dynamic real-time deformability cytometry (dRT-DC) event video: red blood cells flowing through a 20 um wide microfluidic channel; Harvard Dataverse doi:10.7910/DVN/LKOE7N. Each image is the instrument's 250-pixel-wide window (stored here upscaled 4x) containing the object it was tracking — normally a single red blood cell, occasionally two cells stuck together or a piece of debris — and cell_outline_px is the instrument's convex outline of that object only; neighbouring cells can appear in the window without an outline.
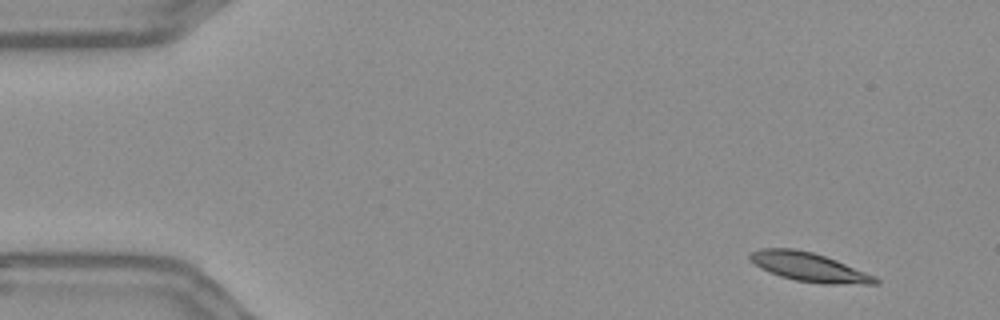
{"species": "Egyptian fruit bat (a non-hibernating species)", "species_latin": "Rousettus aegyptiacus", "temperature_condition": "warm", "stored_images_in_passage": 52, "camera_frame_rate_fps": 3000, "um_per_image_px": 0.085, "frame": {"image": 1, "passage_image": 1, "time_ms": 0.0, "image_size_px": [1000, 320], "cell_outline_px": [[880, 284], [824, 284], [796, 280], [780, 276], [768, 272], [760, 268], [748, 260], [748, 256], [752, 252], [760, 248], [796, 248], [812, 252], [836, 260], [876, 276], [880, 280]], "centroid_in_image_um": [68.76, 22.7], "position_along_channel_um": 16.2, "area_um2": 21.27}}
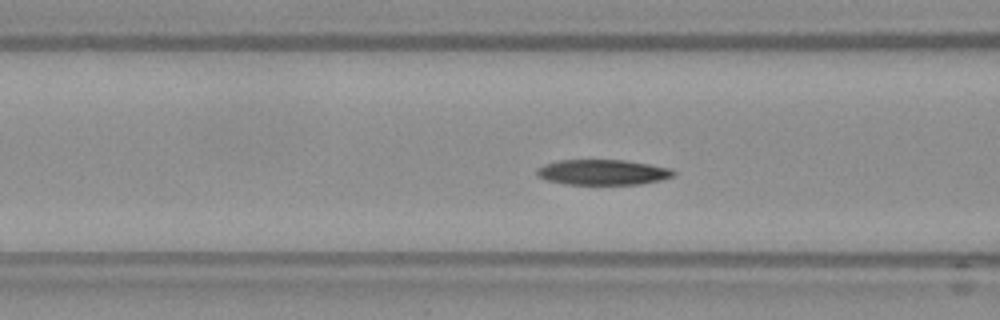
{"frame": {"image": 2, "passage_image": 18, "time_ms": 5.667, "image_size_px": [1000, 320], "cell_outline_px": [[676, 176], [660, 180], [640, 184], [564, 184], [544, 180], [536, 176], [536, 168], [544, 164], [560, 160], [624, 160], [672, 168], [676, 172]], "centroid_in_image_um": [51.21, 14.64], "position_along_channel_um": 115.4, "area_um2": 20.4}}
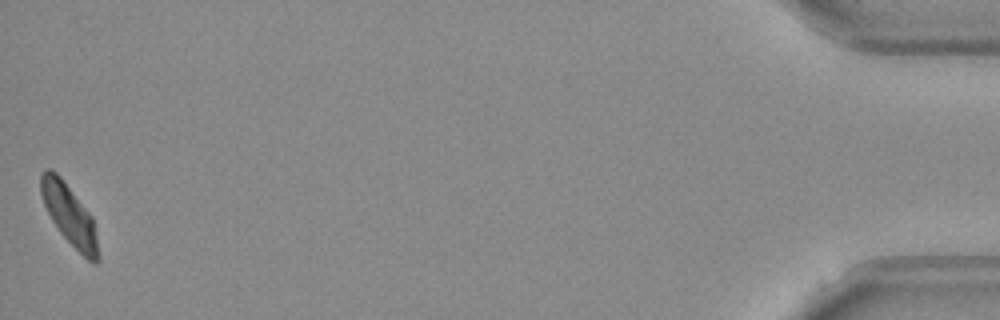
{"frame": {"image": 3, "passage_image": 52, "time_ms": 17.0, "image_size_px": [1000, 320], "cell_outline_px": [[100, 260], [96, 264], [88, 260], [60, 232], [52, 220], [44, 204], [40, 192], [40, 176], [44, 168], [52, 168], [60, 176], [92, 216], [100, 256]], "centroid_in_image_um": [5.89, 18.24], "position_along_channel_um": 429.3, "area_um2": 19.94}, "authors_computed_cell_mechanics": {"area_um2": 20.7502, "velocity_mm_per_s": 3.6246, "shape_relaxation_time_tau1_ms": 5.3843, "shape_relaxation_time_tau2_ms": 5.2994, "deformation_change_tau1": 0.179, "deformation_change_tau2": 0.1095}}